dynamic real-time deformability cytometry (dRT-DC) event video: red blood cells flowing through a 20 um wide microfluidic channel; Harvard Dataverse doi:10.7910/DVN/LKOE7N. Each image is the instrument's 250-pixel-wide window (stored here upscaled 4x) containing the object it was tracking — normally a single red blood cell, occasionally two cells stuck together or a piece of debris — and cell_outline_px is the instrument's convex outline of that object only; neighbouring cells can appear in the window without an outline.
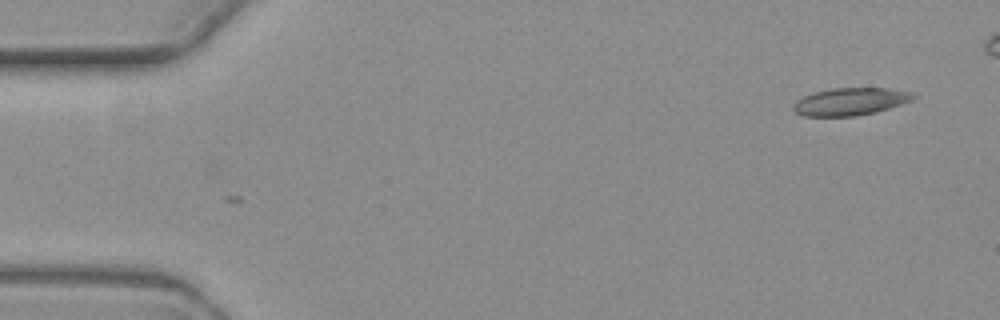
{"species": "common noctule bat (a hibernating species)", "species_latin": "Nyctalus noctula", "temperature_condition": "warm", "stored_images_in_passage": 4, "camera_frame_rate_fps": 3000, "um_per_image_px": 0.085, "animal": {"sex": "female", "body_mass_g": 19.3, "forearm_length_mm": 54.1}, "frame": {"image": 1, "passage_image": 1, "time_ms": 0.0, "image_size_px": [1000, 320], "cell_outline_px": [[916, 96], [912, 100], [876, 112], [856, 116], [804, 116], [796, 112], [792, 108], [792, 104], [796, 100], [804, 96], [816, 92], [832, 88], [888, 88], [912, 92]], "centroid_in_image_um": [72.26, 8.63], "position_along_channel_um": 12.7, "area_um2": 19.13}}